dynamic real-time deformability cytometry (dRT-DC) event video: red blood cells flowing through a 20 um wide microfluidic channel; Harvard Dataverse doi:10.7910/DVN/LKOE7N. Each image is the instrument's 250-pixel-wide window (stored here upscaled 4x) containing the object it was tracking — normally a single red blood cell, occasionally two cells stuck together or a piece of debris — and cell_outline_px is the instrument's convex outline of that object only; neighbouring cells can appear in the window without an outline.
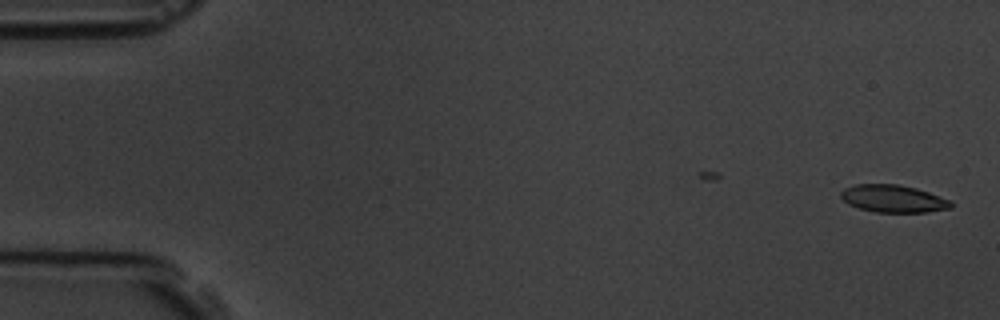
{"species": "common noctule bat (a hibernating species)", "species_latin": "Nyctalus noctula", "temperature_condition": "room temperature", "stored_images_in_passage": 2, "camera_frame_rate_fps": 3000, "um_per_image_px": 0.085, "animal": {"sex": "male", "body_mass_g": 19.5, "forearm_length_mm": 54.6}, "frame": {"image": 1, "passage_image": 2, "time_ms": 1.0, "image_size_px": [1000, 320], "cell_outline_px": [[952, 208], [928, 212], [876, 212], [860, 208], [848, 204], [840, 196], [840, 192], [844, 188], [856, 184], [896, 184], [916, 188], [952, 200]], "centroid_in_image_um": [75.94, 16.88], "position_along_channel_um": 9.1, "area_um2": 17.63}}